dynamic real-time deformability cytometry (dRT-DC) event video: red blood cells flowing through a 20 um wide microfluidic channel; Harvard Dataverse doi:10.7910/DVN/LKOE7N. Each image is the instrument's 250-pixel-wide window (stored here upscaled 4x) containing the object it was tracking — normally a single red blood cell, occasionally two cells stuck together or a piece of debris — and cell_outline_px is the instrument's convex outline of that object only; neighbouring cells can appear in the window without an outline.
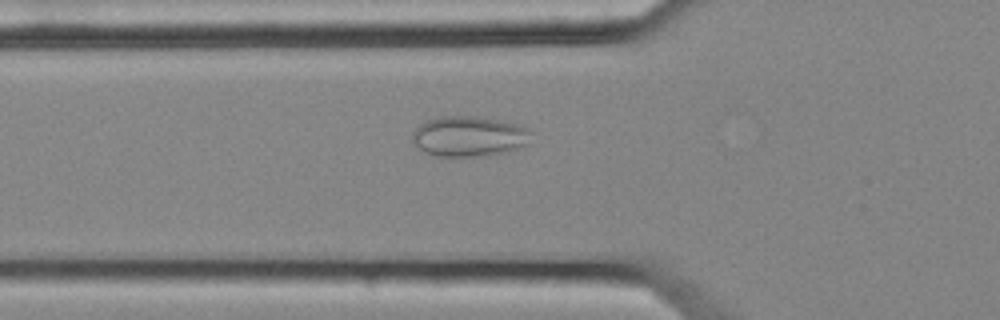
{"species": "common noctule bat (a hibernating species)", "species_latin": "Nyctalus noctula", "temperature_condition": "cold", "stored_images_in_passage": 56, "camera_frame_rate_fps": 3000, "um_per_image_px": 0.085, "animal": {"sex": "female", "body_mass_g": 25.1}, "frame": {"image": 1, "passage_image": 20, "time_ms": 6.333, "image_size_px": [1000, 320], "cell_outline_px": [[532, 132], [528, 144], [504, 152], [484, 156], [436, 156], [424, 152], [412, 140], [412, 132], [420, 124], [428, 120], [440, 116], [472, 116], [500, 120], [516, 124], [528, 128]], "centroid_in_image_um": [39.87, 11.58], "position_along_channel_um": 85.9, "area_um2": 27.86}}
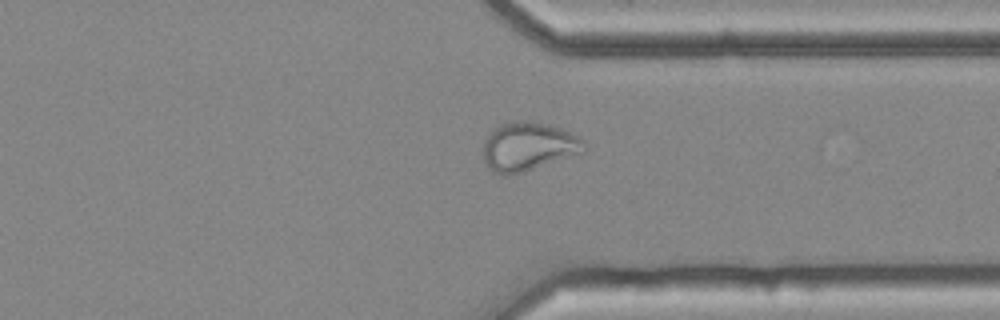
{"frame": {"image": 2, "passage_image": 43, "time_ms": 14.0, "image_size_px": [1000, 320], "cell_outline_px": [[588, 148], [584, 152], [524, 172], [504, 176], [492, 172], [488, 168], [484, 160], [484, 140], [500, 124], [520, 120], [548, 124], [560, 128], [584, 140], [588, 144]], "centroid_in_image_um": [44.92, 12.48], "position_along_channel_um": 366.5, "area_um2": 28.61}}
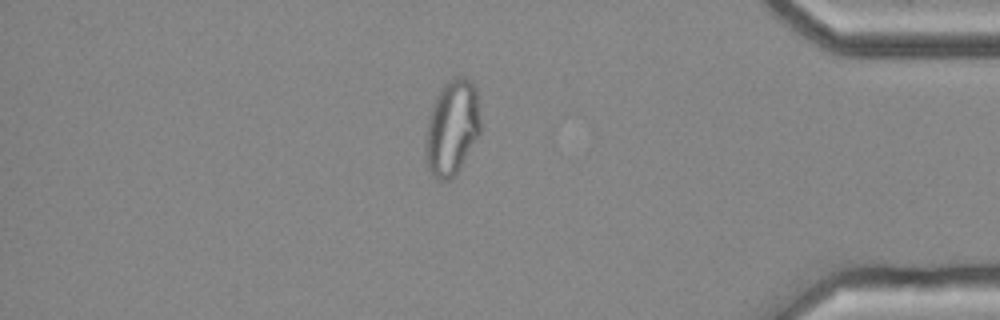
{"frame": {"image": 3, "passage_image": 48, "time_ms": 15.667, "image_size_px": [1000, 320], "cell_outline_px": [[480, 132], [456, 172], [448, 180], [440, 180], [432, 176], [424, 160], [424, 140], [428, 116], [436, 96], [440, 88], [448, 80], [456, 76], [464, 76], [476, 88], [480, 120]], "centroid_in_image_um": [38.37, 10.83], "position_along_channel_um": 396.8, "area_um2": 30.58}}